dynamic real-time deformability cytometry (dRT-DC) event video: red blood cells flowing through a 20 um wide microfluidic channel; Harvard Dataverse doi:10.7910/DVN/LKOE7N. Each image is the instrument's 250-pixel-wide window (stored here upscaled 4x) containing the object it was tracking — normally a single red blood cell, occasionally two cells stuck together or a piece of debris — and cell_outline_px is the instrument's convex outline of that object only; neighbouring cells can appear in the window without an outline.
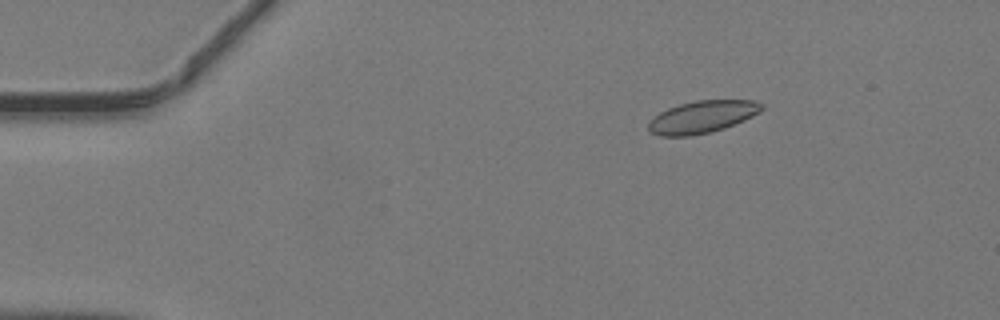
{"species": "common noctule bat (a hibernating species)", "species_latin": "Nyctalus noctula", "temperature_condition": "warm", "stored_images_in_passage": 47, "camera_frame_rate_fps": 3000, "um_per_image_px": 0.085, "animal": {"sex": "male", "body_mass_g": 19.2, "forearm_length_mm": 51.8}, "frame": {"image": 1, "passage_image": 6, "time_ms": 1.667, "image_size_px": [1000, 320], "cell_outline_px": [[764, 108], [760, 112], [744, 120], [724, 128], [712, 132], [692, 136], [660, 136], [648, 132], [648, 120], [660, 112], [668, 108], [680, 104], [696, 100], [752, 100], [764, 104]], "centroid_in_image_um": [59.66, 9.94], "position_along_channel_um": 25.3, "area_um2": 21.5}}
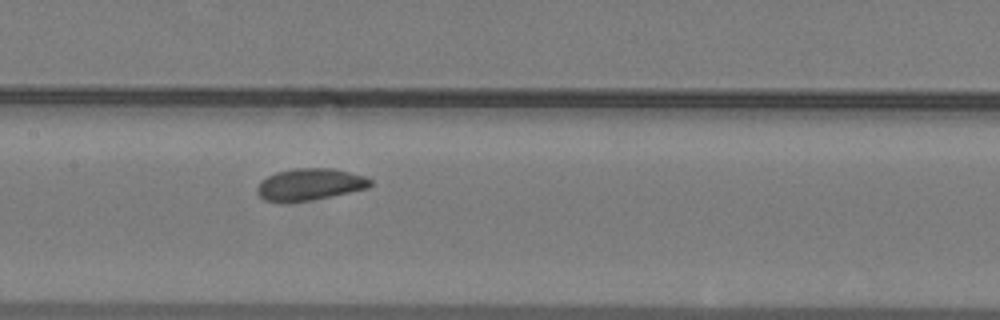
{"frame": {"image": 2, "passage_image": 22, "time_ms": 7.0, "image_size_px": [1000, 320], "cell_outline_px": [[372, 184], [368, 188], [332, 196], [312, 200], [264, 200], [256, 192], [256, 188], [260, 180], [276, 172], [292, 168], [332, 168], [364, 176], [372, 180]], "centroid_in_image_um": [26.34, 15.65], "position_along_channel_um": 181.1, "area_um2": 20.69}}
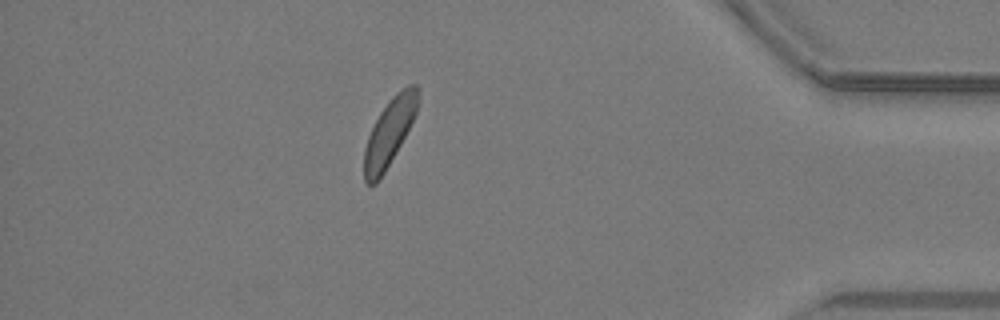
{"frame": {"image": 3, "passage_image": 40, "time_ms": 13.0, "image_size_px": [1000, 320], "cell_outline_px": [[420, 100], [416, 112], [400, 144], [380, 180], [376, 184], [368, 184], [364, 180], [364, 148], [368, 136], [380, 112], [388, 100], [396, 92], [408, 84], [416, 84], [420, 88]], "centroid_in_image_um": [33.11, 11.19], "position_along_channel_um": 402.1, "area_um2": 20.92}}